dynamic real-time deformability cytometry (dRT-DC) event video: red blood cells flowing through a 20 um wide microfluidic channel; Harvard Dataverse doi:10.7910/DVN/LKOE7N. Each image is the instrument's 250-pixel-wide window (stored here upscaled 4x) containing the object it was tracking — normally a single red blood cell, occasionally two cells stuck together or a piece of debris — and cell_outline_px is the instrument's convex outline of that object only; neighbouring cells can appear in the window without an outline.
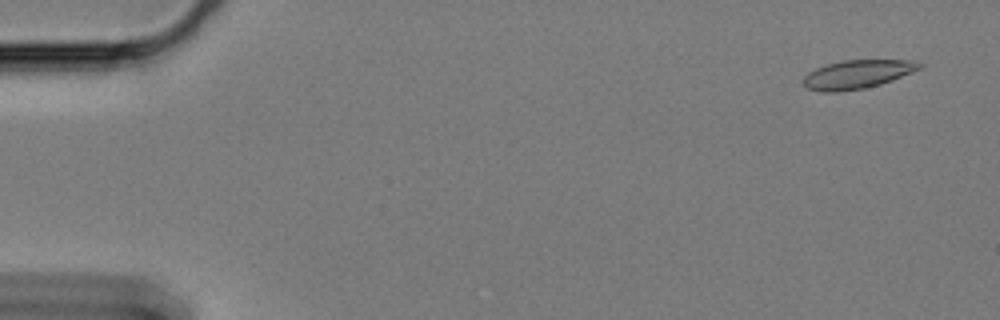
{"species": "Egyptian fruit bat (a non-hibernating species)", "species_latin": "Rousettus aegyptiacus", "temperature_condition": "cold", "stored_images_in_passage": 13, "camera_frame_rate_fps": 3000, "um_per_image_px": 0.085, "animal": {"sex": "female"}, "frame": {"image": 1, "passage_image": 3, "time_ms": 0.667, "image_size_px": [1000, 320], "cell_outline_px": [[924, 64], [920, 68], [912, 72], [892, 80], [880, 84], [864, 88], [840, 92], [820, 92], [808, 88], [804, 84], [804, 76], [808, 72], [816, 68], [828, 64], [844, 60], [912, 60]], "centroid_in_image_um": [72.87, 6.32], "position_along_channel_um": 12.1, "area_um2": 19.25}}